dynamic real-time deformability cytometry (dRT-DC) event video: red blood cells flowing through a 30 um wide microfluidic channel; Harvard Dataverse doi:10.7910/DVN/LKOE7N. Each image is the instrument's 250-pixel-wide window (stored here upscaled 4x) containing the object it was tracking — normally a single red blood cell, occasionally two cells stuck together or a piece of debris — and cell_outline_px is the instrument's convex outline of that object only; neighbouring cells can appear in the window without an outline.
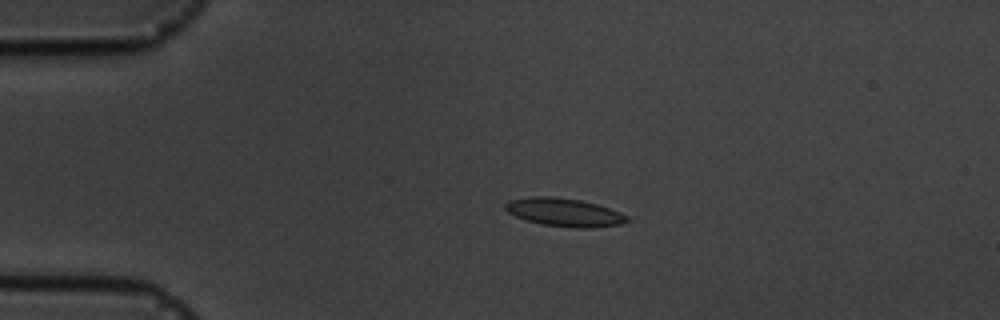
{"species": "common noctule bat (a hibernating species)", "species_latin": "Nyctalus noctula", "temperature_condition": "cold", "stored_images_in_passage": 5, "camera_frame_rate_fps": 3000, "um_per_image_px": 0.085, "animal": {"sex": "male", "body_mass_g": 19.5, "forearm_length_mm": 54.6}, "frame": {"image": 1, "passage_image": 4, "time_ms": 3.667, "image_size_px": [1000, 320], "cell_outline_px": [[632, 220], [620, 224], [592, 228], [576, 228], [544, 224], [528, 220], [516, 216], [508, 212], [504, 208], [504, 204], [512, 200], [532, 196], [552, 196], [580, 200], [596, 204], [620, 212], [628, 216]], "centroid_in_image_um": [48.0, 18.04], "position_along_channel_um": 37.0, "area_um2": 19.83}}